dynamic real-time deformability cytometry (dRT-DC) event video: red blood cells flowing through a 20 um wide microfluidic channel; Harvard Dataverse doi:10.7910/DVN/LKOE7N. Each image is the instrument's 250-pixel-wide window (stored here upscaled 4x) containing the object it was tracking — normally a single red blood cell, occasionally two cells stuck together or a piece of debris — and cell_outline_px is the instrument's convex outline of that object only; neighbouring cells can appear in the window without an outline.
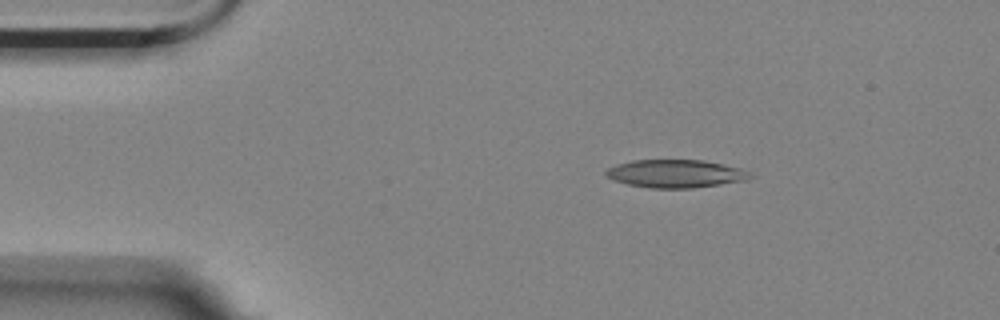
{"species": "Egyptian fruit bat (a non-hibernating species)", "species_latin": "Rousettus aegyptiacus", "temperature_condition": "room temperature", "stored_images_in_passage": 3, "camera_frame_rate_fps": 3000, "um_per_image_px": 0.085, "animal": {"sex": "female"}, "frame": {"image": 1, "passage_image": 1, "time_ms": 0.0, "image_size_px": [1000, 320], "cell_outline_px": [[752, 176], [748, 180], [692, 188], [648, 188], [628, 184], [612, 180], [604, 176], [604, 172], [608, 168], [616, 164], [632, 160], [704, 160], [724, 164], [740, 168], [752, 172]], "centroid_in_image_um": [57.41, 14.76], "position_along_channel_um": 27.6, "area_um2": 23.76}}
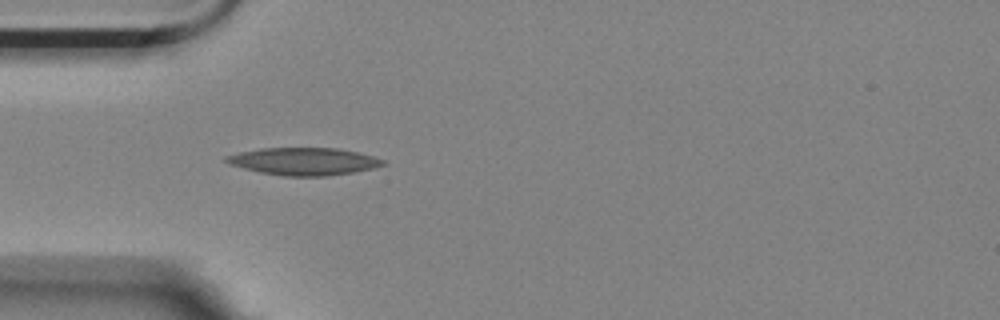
{"frame": {"image": 2, "passage_image": 3, "time_ms": 0.667, "image_size_px": [1000, 320], "cell_outline_px": [[388, 164], [372, 168], [352, 172], [328, 176], [284, 176], [260, 172], [228, 164], [224, 160], [224, 156], [240, 152], [260, 148], [336, 148], [356, 152], [372, 156], [384, 160]], "centroid_in_image_um": [25.8, 13.71], "position_along_channel_um": 59.2, "area_um2": 24.97}}